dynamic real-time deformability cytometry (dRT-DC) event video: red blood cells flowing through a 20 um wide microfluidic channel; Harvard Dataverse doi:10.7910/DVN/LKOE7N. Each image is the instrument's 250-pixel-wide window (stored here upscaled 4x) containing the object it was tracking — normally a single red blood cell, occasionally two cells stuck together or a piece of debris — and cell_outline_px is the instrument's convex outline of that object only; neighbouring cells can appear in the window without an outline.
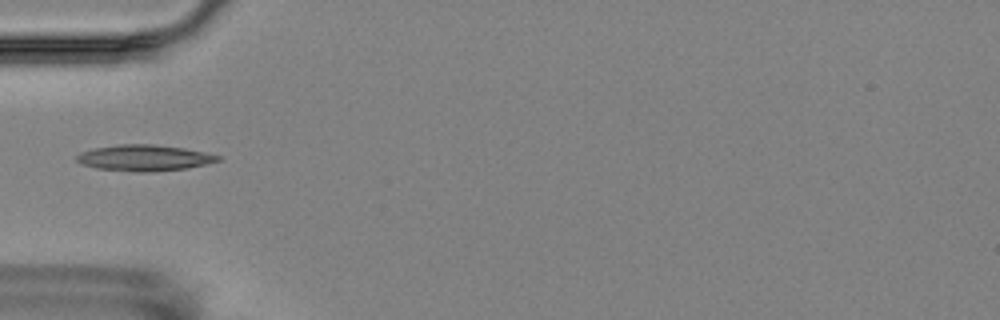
{"species": "Egyptian fruit bat (a non-hibernating species)", "species_latin": "Rousettus aegyptiacus", "temperature_condition": "room temperature", "stored_images_in_passage": 3, "camera_frame_rate_fps": 3000, "um_per_image_px": 0.085, "animal": {"sex": "female"}, "frame": {"image": 1, "passage_image": 3, "time_ms": 2.333, "image_size_px": [1000, 320], "cell_outline_px": [[220, 160], [188, 168], [152, 172], [136, 172], [96, 168], [84, 164], [76, 160], [76, 156], [80, 152], [92, 148], [120, 144], [152, 144], [184, 148], [204, 152], [220, 156]], "centroid_in_image_um": [12.24, 13.42], "position_along_channel_um": 72.8, "area_um2": 21.39}}